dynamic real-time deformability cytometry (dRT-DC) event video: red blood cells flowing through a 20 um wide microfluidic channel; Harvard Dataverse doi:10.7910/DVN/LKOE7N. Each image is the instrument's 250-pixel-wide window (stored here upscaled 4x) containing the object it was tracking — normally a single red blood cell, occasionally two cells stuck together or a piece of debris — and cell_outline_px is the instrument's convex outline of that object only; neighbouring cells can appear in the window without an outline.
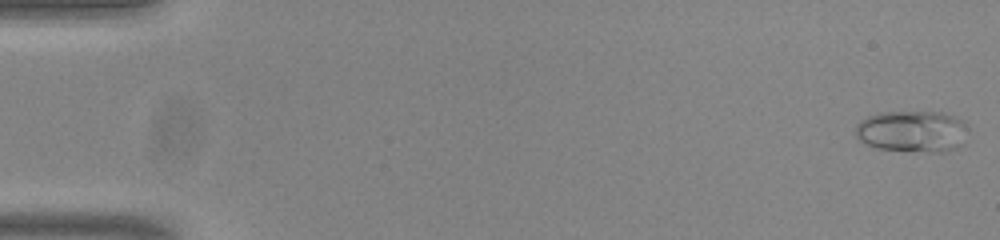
{"species": "common noctule bat (a hibernating species)", "species_latin": "Nyctalus noctula", "temperature_condition": "room temperature", "stored_images_in_passage": 53, "camera_frame_rate_fps": 3000, "um_per_image_px": 0.085, "animal": {"sex": "male", "body_mass_g": 20.0, "forearm_length_mm": 53.3}, "frame": {"image": 1, "passage_image": 1, "time_ms": 0.0, "image_size_px": [1000, 240], "cell_outline_px": [[968, 128], [964, 144], [948, 152], [932, 152], [876, 148], [864, 144], [856, 136], [856, 124], [860, 120], [868, 116], [880, 112], [944, 112], [956, 116], [964, 120]], "centroid_in_image_um": [77.59, 11.16], "position_along_channel_um": 7.4, "area_um2": 27.74}}
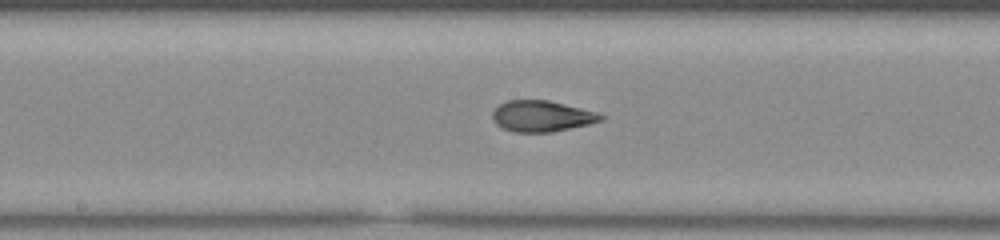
{"frame": {"image": 2, "passage_image": 28, "time_ms": 9.0, "image_size_px": [1000, 240], "cell_outline_px": [[604, 120], [588, 124], [552, 132], [512, 132], [496, 124], [492, 120], [492, 112], [500, 104], [508, 100], [548, 100], [596, 112], [604, 116]], "centroid_in_image_um": [46.02, 9.88], "position_along_channel_um": 202.2, "area_um2": 19.48}}
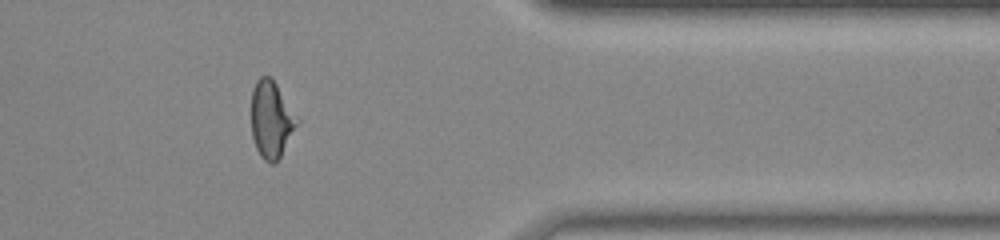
{"frame": {"image": 3, "passage_image": 44, "time_ms": 14.333, "image_size_px": [1000, 240], "cell_outline_px": [[300, 120], [280, 156], [272, 164], [264, 160], [260, 156], [256, 148], [252, 136], [252, 88], [256, 80], [260, 76], [272, 76]], "centroid_in_image_um": [23.06, 10.11], "position_along_channel_um": 388.3, "area_um2": 20.52}, "authors_computed_cell_mechanics": {"area_um2": 20.4034, "velocity_mm_per_s": 3.8303, "shape_relaxation_time_tau1_ms": 6.9961, "shape_relaxation_time_tau2_ms": 1.049, "deformation_change_tau1": 0.1797, "deformation_change_tau2": 0.0821}}